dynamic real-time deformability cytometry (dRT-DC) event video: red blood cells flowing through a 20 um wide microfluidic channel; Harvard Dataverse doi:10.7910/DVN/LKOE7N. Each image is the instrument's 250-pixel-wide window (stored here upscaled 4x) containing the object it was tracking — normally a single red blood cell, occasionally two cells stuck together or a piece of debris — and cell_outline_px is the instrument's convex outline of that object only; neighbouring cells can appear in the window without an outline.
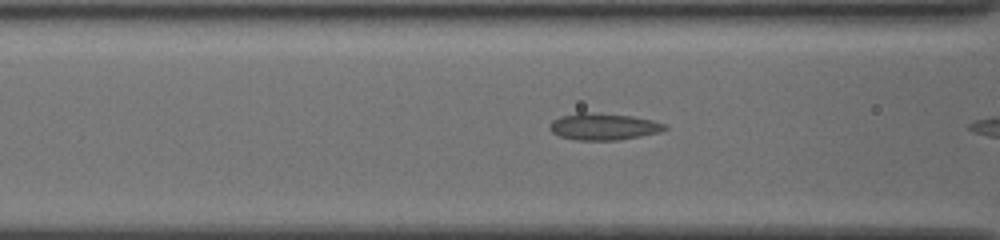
{"species": "common noctule bat (a hibernating species)", "species_latin": "Nyctalus noctula", "temperature_condition": "cold", "stored_images_in_passage": 28, "camera_frame_rate_fps": 3000, "um_per_image_px": 0.085, "animal": {"sex": "female", "body_mass_g": 19.5, "forearm_length_mm": 54.1}, "frame": {"image": 1, "passage_image": 6, "time_ms": 1.667, "image_size_px": [1000, 240], "cell_outline_px": [[668, 128], [660, 132], [640, 136], [616, 140], [576, 140], [560, 136], [552, 132], [548, 128], [548, 124], [552, 120], [560, 116], [576, 112], [592, 112], [632, 116], [652, 120], [664, 124]], "centroid_in_image_um": [51.24, 10.75], "position_along_channel_um": 115.4, "area_um2": 18.03}}
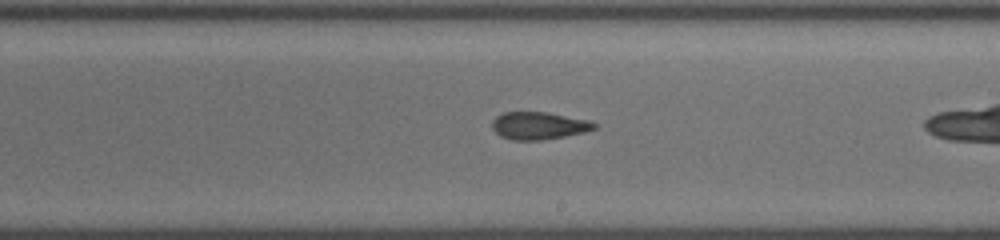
{"frame": {"image": 2, "passage_image": 16, "time_ms": 5.0, "image_size_px": [1000, 240], "cell_outline_px": [[596, 128], [584, 132], [564, 136], [540, 140], [512, 140], [500, 136], [492, 128], [492, 120], [496, 116], [504, 112], [548, 112], [588, 120], [596, 124]], "centroid_in_image_um": [45.76, 10.68], "position_along_channel_um": 243.2, "area_um2": 16.3}}
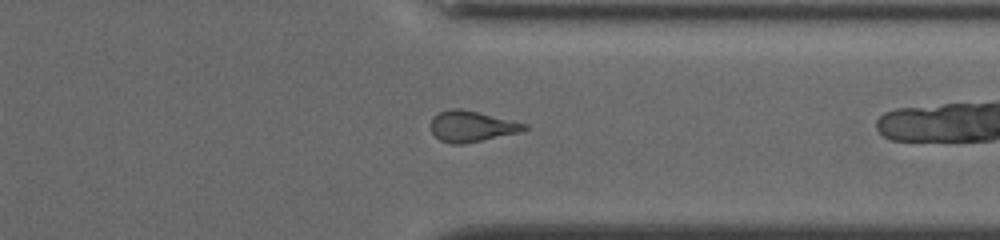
{"frame": {"image": 3, "passage_image": 26, "time_ms": 8.333, "image_size_px": [1000, 240], "cell_outline_px": [[528, 128], [520, 132], [464, 144], [452, 144], [440, 140], [432, 132], [432, 116], [440, 112], [452, 108], [460, 108], [528, 124]], "centroid_in_image_um": [40.09, 10.74], "position_along_channel_um": 371.3, "area_um2": 16.65}}